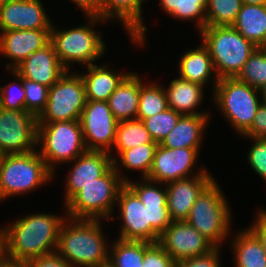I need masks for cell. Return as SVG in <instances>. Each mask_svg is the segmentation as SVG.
<instances>
[{
	"mask_svg": "<svg viewBox=\"0 0 266 267\" xmlns=\"http://www.w3.org/2000/svg\"><path fill=\"white\" fill-rule=\"evenodd\" d=\"M67 218L50 213L28 214L2 229V257L26 262L56 253L59 231Z\"/></svg>",
	"mask_w": 266,
	"mask_h": 267,
	"instance_id": "cell-1",
	"label": "cell"
},
{
	"mask_svg": "<svg viewBox=\"0 0 266 267\" xmlns=\"http://www.w3.org/2000/svg\"><path fill=\"white\" fill-rule=\"evenodd\" d=\"M101 219L66 218L59 231L56 253L71 267H92L109 260V242Z\"/></svg>",
	"mask_w": 266,
	"mask_h": 267,
	"instance_id": "cell-2",
	"label": "cell"
},
{
	"mask_svg": "<svg viewBox=\"0 0 266 267\" xmlns=\"http://www.w3.org/2000/svg\"><path fill=\"white\" fill-rule=\"evenodd\" d=\"M85 17L89 21L88 24L65 30L57 29L58 27L53 25L50 31V42L58 60L67 70H71V63L80 64L83 68L96 64L95 61L104 56L106 51L101 31L98 33L95 25L107 21L98 16Z\"/></svg>",
	"mask_w": 266,
	"mask_h": 267,
	"instance_id": "cell-3",
	"label": "cell"
},
{
	"mask_svg": "<svg viewBox=\"0 0 266 267\" xmlns=\"http://www.w3.org/2000/svg\"><path fill=\"white\" fill-rule=\"evenodd\" d=\"M199 32L218 79L237 77L257 47L233 26L204 27Z\"/></svg>",
	"mask_w": 266,
	"mask_h": 267,
	"instance_id": "cell-4",
	"label": "cell"
},
{
	"mask_svg": "<svg viewBox=\"0 0 266 267\" xmlns=\"http://www.w3.org/2000/svg\"><path fill=\"white\" fill-rule=\"evenodd\" d=\"M125 185L112 166L103 176L77 191L65 204V213L72 219L113 220L119 190Z\"/></svg>",
	"mask_w": 266,
	"mask_h": 267,
	"instance_id": "cell-5",
	"label": "cell"
},
{
	"mask_svg": "<svg viewBox=\"0 0 266 267\" xmlns=\"http://www.w3.org/2000/svg\"><path fill=\"white\" fill-rule=\"evenodd\" d=\"M37 147L55 174L57 163H69L87 150L80 120L37 122Z\"/></svg>",
	"mask_w": 266,
	"mask_h": 267,
	"instance_id": "cell-6",
	"label": "cell"
},
{
	"mask_svg": "<svg viewBox=\"0 0 266 267\" xmlns=\"http://www.w3.org/2000/svg\"><path fill=\"white\" fill-rule=\"evenodd\" d=\"M223 193L214 179L197 197L186 220L216 248L232 231L231 208Z\"/></svg>",
	"mask_w": 266,
	"mask_h": 267,
	"instance_id": "cell-7",
	"label": "cell"
},
{
	"mask_svg": "<svg viewBox=\"0 0 266 267\" xmlns=\"http://www.w3.org/2000/svg\"><path fill=\"white\" fill-rule=\"evenodd\" d=\"M53 177L37 149L25 154L4 155L0 166V202L37 190Z\"/></svg>",
	"mask_w": 266,
	"mask_h": 267,
	"instance_id": "cell-8",
	"label": "cell"
},
{
	"mask_svg": "<svg viewBox=\"0 0 266 267\" xmlns=\"http://www.w3.org/2000/svg\"><path fill=\"white\" fill-rule=\"evenodd\" d=\"M260 90L235 78L219 79L212 92L213 102L230 126L242 136L250 129L260 106Z\"/></svg>",
	"mask_w": 266,
	"mask_h": 267,
	"instance_id": "cell-9",
	"label": "cell"
},
{
	"mask_svg": "<svg viewBox=\"0 0 266 267\" xmlns=\"http://www.w3.org/2000/svg\"><path fill=\"white\" fill-rule=\"evenodd\" d=\"M86 92L80 73L67 70L49 88L45 109L37 117V122H60L80 120L86 106Z\"/></svg>",
	"mask_w": 266,
	"mask_h": 267,
	"instance_id": "cell-10",
	"label": "cell"
},
{
	"mask_svg": "<svg viewBox=\"0 0 266 267\" xmlns=\"http://www.w3.org/2000/svg\"><path fill=\"white\" fill-rule=\"evenodd\" d=\"M37 149V117L26 110L0 108V150L4 155Z\"/></svg>",
	"mask_w": 266,
	"mask_h": 267,
	"instance_id": "cell-11",
	"label": "cell"
},
{
	"mask_svg": "<svg viewBox=\"0 0 266 267\" xmlns=\"http://www.w3.org/2000/svg\"><path fill=\"white\" fill-rule=\"evenodd\" d=\"M80 123L87 150L105 151L111 157L116 138L118 121L110 110L107 101L87 100Z\"/></svg>",
	"mask_w": 266,
	"mask_h": 267,
	"instance_id": "cell-12",
	"label": "cell"
},
{
	"mask_svg": "<svg viewBox=\"0 0 266 267\" xmlns=\"http://www.w3.org/2000/svg\"><path fill=\"white\" fill-rule=\"evenodd\" d=\"M199 151L200 148L173 149L158 144L147 179L166 184L174 180L210 173L203 166L195 171L196 173L192 171L197 162Z\"/></svg>",
	"mask_w": 266,
	"mask_h": 267,
	"instance_id": "cell-13",
	"label": "cell"
},
{
	"mask_svg": "<svg viewBox=\"0 0 266 267\" xmlns=\"http://www.w3.org/2000/svg\"><path fill=\"white\" fill-rule=\"evenodd\" d=\"M158 243L177 263L208 254L216 248L187 221H172Z\"/></svg>",
	"mask_w": 266,
	"mask_h": 267,
	"instance_id": "cell-14",
	"label": "cell"
},
{
	"mask_svg": "<svg viewBox=\"0 0 266 267\" xmlns=\"http://www.w3.org/2000/svg\"><path fill=\"white\" fill-rule=\"evenodd\" d=\"M140 180L142 181L132 182L129 179L125 182V185L148 209L150 243H156L159 241L160 235L172 222L167 208V190L164 183L154 182L147 178H140ZM159 184H161V187Z\"/></svg>",
	"mask_w": 266,
	"mask_h": 267,
	"instance_id": "cell-15",
	"label": "cell"
},
{
	"mask_svg": "<svg viewBox=\"0 0 266 267\" xmlns=\"http://www.w3.org/2000/svg\"><path fill=\"white\" fill-rule=\"evenodd\" d=\"M116 204L119 206L118 218L122 222L117 238L150 243L148 209L126 185L119 190Z\"/></svg>",
	"mask_w": 266,
	"mask_h": 267,
	"instance_id": "cell-16",
	"label": "cell"
},
{
	"mask_svg": "<svg viewBox=\"0 0 266 267\" xmlns=\"http://www.w3.org/2000/svg\"><path fill=\"white\" fill-rule=\"evenodd\" d=\"M42 0H13L0 6V31L52 29Z\"/></svg>",
	"mask_w": 266,
	"mask_h": 267,
	"instance_id": "cell-17",
	"label": "cell"
},
{
	"mask_svg": "<svg viewBox=\"0 0 266 267\" xmlns=\"http://www.w3.org/2000/svg\"><path fill=\"white\" fill-rule=\"evenodd\" d=\"M69 163L75 164L71 165L64 181L65 203L82 187L103 176L113 166V159L108 152L86 150Z\"/></svg>",
	"mask_w": 266,
	"mask_h": 267,
	"instance_id": "cell-18",
	"label": "cell"
},
{
	"mask_svg": "<svg viewBox=\"0 0 266 267\" xmlns=\"http://www.w3.org/2000/svg\"><path fill=\"white\" fill-rule=\"evenodd\" d=\"M51 29L11 30L0 34V54L10 60L6 70H14L32 53L50 42ZM10 58V59H9Z\"/></svg>",
	"mask_w": 266,
	"mask_h": 267,
	"instance_id": "cell-19",
	"label": "cell"
},
{
	"mask_svg": "<svg viewBox=\"0 0 266 267\" xmlns=\"http://www.w3.org/2000/svg\"><path fill=\"white\" fill-rule=\"evenodd\" d=\"M214 179L211 173H202L166 183L170 219L186 221L197 197Z\"/></svg>",
	"mask_w": 266,
	"mask_h": 267,
	"instance_id": "cell-20",
	"label": "cell"
},
{
	"mask_svg": "<svg viewBox=\"0 0 266 267\" xmlns=\"http://www.w3.org/2000/svg\"><path fill=\"white\" fill-rule=\"evenodd\" d=\"M14 70L23 78L51 87L67 69L58 60L51 42L32 53Z\"/></svg>",
	"mask_w": 266,
	"mask_h": 267,
	"instance_id": "cell-21",
	"label": "cell"
},
{
	"mask_svg": "<svg viewBox=\"0 0 266 267\" xmlns=\"http://www.w3.org/2000/svg\"><path fill=\"white\" fill-rule=\"evenodd\" d=\"M148 0H101V18L106 21L117 19L127 30L130 40L138 45L145 44L147 27L143 19V2Z\"/></svg>",
	"mask_w": 266,
	"mask_h": 267,
	"instance_id": "cell-22",
	"label": "cell"
},
{
	"mask_svg": "<svg viewBox=\"0 0 266 267\" xmlns=\"http://www.w3.org/2000/svg\"><path fill=\"white\" fill-rule=\"evenodd\" d=\"M211 114L182 115L176 126L162 140L165 148H201L203 131L209 125Z\"/></svg>",
	"mask_w": 266,
	"mask_h": 267,
	"instance_id": "cell-23",
	"label": "cell"
},
{
	"mask_svg": "<svg viewBox=\"0 0 266 267\" xmlns=\"http://www.w3.org/2000/svg\"><path fill=\"white\" fill-rule=\"evenodd\" d=\"M110 65L91 64L80 75L85 85L86 99L90 101H107L118 85L130 72H115Z\"/></svg>",
	"mask_w": 266,
	"mask_h": 267,
	"instance_id": "cell-24",
	"label": "cell"
},
{
	"mask_svg": "<svg viewBox=\"0 0 266 267\" xmlns=\"http://www.w3.org/2000/svg\"><path fill=\"white\" fill-rule=\"evenodd\" d=\"M139 97L140 76L137 72H130L107 100L118 122L137 119Z\"/></svg>",
	"mask_w": 266,
	"mask_h": 267,
	"instance_id": "cell-25",
	"label": "cell"
},
{
	"mask_svg": "<svg viewBox=\"0 0 266 267\" xmlns=\"http://www.w3.org/2000/svg\"><path fill=\"white\" fill-rule=\"evenodd\" d=\"M178 63L180 78L202 86H207V83L211 81L210 79L214 78L212 83V89L214 90L219 79L216 76L209 51L203 43L197 46L196 49L185 51Z\"/></svg>",
	"mask_w": 266,
	"mask_h": 267,
	"instance_id": "cell-26",
	"label": "cell"
},
{
	"mask_svg": "<svg viewBox=\"0 0 266 267\" xmlns=\"http://www.w3.org/2000/svg\"><path fill=\"white\" fill-rule=\"evenodd\" d=\"M168 108L181 115L210 114L209 111H197L203 100L204 86L178 78L165 87ZM196 110V111H195ZM209 112V113H208Z\"/></svg>",
	"mask_w": 266,
	"mask_h": 267,
	"instance_id": "cell-27",
	"label": "cell"
},
{
	"mask_svg": "<svg viewBox=\"0 0 266 267\" xmlns=\"http://www.w3.org/2000/svg\"><path fill=\"white\" fill-rule=\"evenodd\" d=\"M257 47H266V5H242L232 25Z\"/></svg>",
	"mask_w": 266,
	"mask_h": 267,
	"instance_id": "cell-28",
	"label": "cell"
},
{
	"mask_svg": "<svg viewBox=\"0 0 266 267\" xmlns=\"http://www.w3.org/2000/svg\"><path fill=\"white\" fill-rule=\"evenodd\" d=\"M231 243L235 267H266L264 247L249 228L235 233Z\"/></svg>",
	"mask_w": 266,
	"mask_h": 267,
	"instance_id": "cell-29",
	"label": "cell"
},
{
	"mask_svg": "<svg viewBox=\"0 0 266 267\" xmlns=\"http://www.w3.org/2000/svg\"><path fill=\"white\" fill-rule=\"evenodd\" d=\"M157 146L158 143L142 144L137 147L122 151L117 158L115 156L112 157L113 166L120 175V178L124 182L130 179L126 177L125 174L124 176L121 174L122 168L130 171H141V176H143L142 178H147L152 167Z\"/></svg>",
	"mask_w": 266,
	"mask_h": 267,
	"instance_id": "cell-30",
	"label": "cell"
},
{
	"mask_svg": "<svg viewBox=\"0 0 266 267\" xmlns=\"http://www.w3.org/2000/svg\"><path fill=\"white\" fill-rule=\"evenodd\" d=\"M157 143L142 120H124L117 124L116 138L112 149L118 152L117 156L124 150L137 147L142 144Z\"/></svg>",
	"mask_w": 266,
	"mask_h": 267,
	"instance_id": "cell-31",
	"label": "cell"
},
{
	"mask_svg": "<svg viewBox=\"0 0 266 267\" xmlns=\"http://www.w3.org/2000/svg\"><path fill=\"white\" fill-rule=\"evenodd\" d=\"M159 3L167 15L196 22L198 31L206 27L205 10L208 0H159Z\"/></svg>",
	"mask_w": 266,
	"mask_h": 267,
	"instance_id": "cell-32",
	"label": "cell"
},
{
	"mask_svg": "<svg viewBox=\"0 0 266 267\" xmlns=\"http://www.w3.org/2000/svg\"><path fill=\"white\" fill-rule=\"evenodd\" d=\"M168 109L167 95L164 85L160 83L149 82L143 84L140 77V97L139 109L137 114L138 120H144L147 117L161 113Z\"/></svg>",
	"mask_w": 266,
	"mask_h": 267,
	"instance_id": "cell-33",
	"label": "cell"
},
{
	"mask_svg": "<svg viewBox=\"0 0 266 267\" xmlns=\"http://www.w3.org/2000/svg\"><path fill=\"white\" fill-rule=\"evenodd\" d=\"M112 244L109 247V261L114 267H144V241L117 238Z\"/></svg>",
	"mask_w": 266,
	"mask_h": 267,
	"instance_id": "cell-34",
	"label": "cell"
},
{
	"mask_svg": "<svg viewBox=\"0 0 266 267\" xmlns=\"http://www.w3.org/2000/svg\"><path fill=\"white\" fill-rule=\"evenodd\" d=\"M236 78L258 90L266 86V47H256Z\"/></svg>",
	"mask_w": 266,
	"mask_h": 267,
	"instance_id": "cell-35",
	"label": "cell"
},
{
	"mask_svg": "<svg viewBox=\"0 0 266 267\" xmlns=\"http://www.w3.org/2000/svg\"><path fill=\"white\" fill-rule=\"evenodd\" d=\"M242 7L240 0H208L206 27L232 26Z\"/></svg>",
	"mask_w": 266,
	"mask_h": 267,
	"instance_id": "cell-36",
	"label": "cell"
},
{
	"mask_svg": "<svg viewBox=\"0 0 266 267\" xmlns=\"http://www.w3.org/2000/svg\"><path fill=\"white\" fill-rule=\"evenodd\" d=\"M182 115L171 108L165 111L147 117L143 120L146 129L149 131L152 139L160 144L169 132L176 126Z\"/></svg>",
	"mask_w": 266,
	"mask_h": 267,
	"instance_id": "cell-37",
	"label": "cell"
},
{
	"mask_svg": "<svg viewBox=\"0 0 266 267\" xmlns=\"http://www.w3.org/2000/svg\"><path fill=\"white\" fill-rule=\"evenodd\" d=\"M8 71L13 74L15 82H9V84L0 87V108L5 110H25L23 78L16 70Z\"/></svg>",
	"mask_w": 266,
	"mask_h": 267,
	"instance_id": "cell-38",
	"label": "cell"
},
{
	"mask_svg": "<svg viewBox=\"0 0 266 267\" xmlns=\"http://www.w3.org/2000/svg\"><path fill=\"white\" fill-rule=\"evenodd\" d=\"M23 86L25 90V110L38 117L46 107L50 87L28 79H23Z\"/></svg>",
	"mask_w": 266,
	"mask_h": 267,
	"instance_id": "cell-39",
	"label": "cell"
},
{
	"mask_svg": "<svg viewBox=\"0 0 266 267\" xmlns=\"http://www.w3.org/2000/svg\"><path fill=\"white\" fill-rule=\"evenodd\" d=\"M144 267H177V262L158 243L144 241Z\"/></svg>",
	"mask_w": 266,
	"mask_h": 267,
	"instance_id": "cell-40",
	"label": "cell"
},
{
	"mask_svg": "<svg viewBox=\"0 0 266 267\" xmlns=\"http://www.w3.org/2000/svg\"><path fill=\"white\" fill-rule=\"evenodd\" d=\"M247 154L248 164L266 183V139H253Z\"/></svg>",
	"mask_w": 266,
	"mask_h": 267,
	"instance_id": "cell-41",
	"label": "cell"
},
{
	"mask_svg": "<svg viewBox=\"0 0 266 267\" xmlns=\"http://www.w3.org/2000/svg\"><path fill=\"white\" fill-rule=\"evenodd\" d=\"M220 249L215 248L208 254L182 260L177 263V267H220Z\"/></svg>",
	"mask_w": 266,
	"mask_h": 267,
	"instance_id": "cell-42",
	"label": "cell"
},
{
	"mask_svg": "<svg viewBox=\"0 0 266 267\" xmlns=\"http://www.w3.org/2000/svg\"><path fill=\"white\" fill-rule=\"evenodd\" d=\"M243 136L244 138L266 139V106L262 103L257 109L250 129Z\"/></svg>",
	"mask_w": 266,
	"mask_h": 267,
	"instance_id": "cell-43",
	"label": "cell"
},
{
	"mask_svg": "<svg viewBox=\"0 0 266 267\" xmlns=\"http://www.w3.org/2000/svg\"><path fill=\"white\" fill-rule=\"evenodd\" d=\"M258 210L255 221L248 228L258 237L266 253V209Z\"/></svg>",
	"mask_w": 266,
	"mask_h": 267,
	"instance_id": "cell-44",
	"label": "cell"
},
{
	"mask_svg": "<svg viewBox=\"0 0 266 267\" xmlns=\"http://www.w3.org/2000/svg\"><path fill=\"white\" fill-rule=\"evenodd\" d=\"M28 267H71L57 253L26 261Z\"/></svg>",
	"mask_w": 266,
	"mask_h": 267,
	"instance_id": "cell-45",
	"label": "cell"
},
{
	"mask_svg": "<svg viewBox=\"0 0 266 267\" xmlns=\"http://www.w3.org/2000/svg\"><path fill=\"white\" fill-rule=\"evenodd\" d=\"M84 13L85 16H98L101 18V0H71Z\"/></svg>",
	"mask_w": 266,
	"mask_h": 267,
	"instance_id": "cell-46",
	"label": "cell"
},
{
	"mask_svg": "<svg viewBox=\"0 0 266 267\" xmlns=\"http://www.w3.org/2000/svg\"><path fill=\"white\" fill-rule=\"evenodd\" d=\"M0 267H28V265L26 262H13L1 256Z\"/></svg>",
	"mask_w": 266,
	"mask_h": 267,
	"instance_id": "cell-47",
	"label": "cell"
},
{
	"mask_svg": "<svg viewBox=\"0 0 266 267\" xmlns=\"http://www.w3.org/2000/svg\"><path fill=\"white\" fill-rule=\"evenodd\" d=\"M242 5H266V0H240Z\"/></svg>",
	"mask_w": 266,
	"mask_h": 267,
	"instance_id": "cell-48",
	"label": "cell"
},
{
	"mask_svg": "<svg viewBox=\"0 0 266 267\" xmlns=\"http://www.w3.org/2000/svg\"><path fill=\"white\" fill-rule=\"evenodd\" d=\"M260 93H261V102H262V104L263 105H265L266 106V86L265 87H263L261 90H260Z\"/></svg>",
	"mask_w": 266,
	"mask_h": 267,
	"instance_id": "cell-49",
	"label": "cell"
},
{
	"mask_svg": "<svg viewBox=\"0 0 266 267\" xmlns=\"http://www.w3.org/2000/svg\"><path fill=\"white\" fill-rule=\"evenodd\" d=\"M92 267H114V265L109 260H107L104 263H101V264H98V265L92 266Z\"/></svg>",
	"mask_w": 266,
	"mask_h": 267,
	"instance_id": "cell-50",
	"label": "cell"
},
{
	"mask_svg": "<svg viewBox=\"0 0 266 267\" xmlns=\"http://www.w3.org/2000/svg\"><path fill=\"white\" fill-rule=\"evenodd\" d=\"M2 229H0V257L2 256Z\"/></svg>",
	"mask_w": 266,
	"mask_h": 267,
	"instance_id": "cell-51",
	"label": "cell"
},
{
	"mask_svg": "<svg viewBox=\"0 0 266 267\" xmlns=\"http://www.w3.org/2000/svg\"><path fill=\"white\" fill-rule=\"evenodd\" d=\"M13 0H0V6Z\"/></svg>",
	"mask_w": 266,
	"mask_h": 267,
	"instance_id": "cell-52",
	"label": "cell"
},
{
	"mask_svg": "<svg viewBox=\"0 0 266 267\" xmlns=\"http://www.w3.org/2000/svg\"><path fill=\"white\" fill-rule=\"evenodd\" d=\"M3 157H4V153L0 150V166H1Z\"/></svg>",
	"mask_w": 266,
	"mask_h": 267,
	"instance_id": "cell-53",
	"label": "cell"
}]
</instances>
